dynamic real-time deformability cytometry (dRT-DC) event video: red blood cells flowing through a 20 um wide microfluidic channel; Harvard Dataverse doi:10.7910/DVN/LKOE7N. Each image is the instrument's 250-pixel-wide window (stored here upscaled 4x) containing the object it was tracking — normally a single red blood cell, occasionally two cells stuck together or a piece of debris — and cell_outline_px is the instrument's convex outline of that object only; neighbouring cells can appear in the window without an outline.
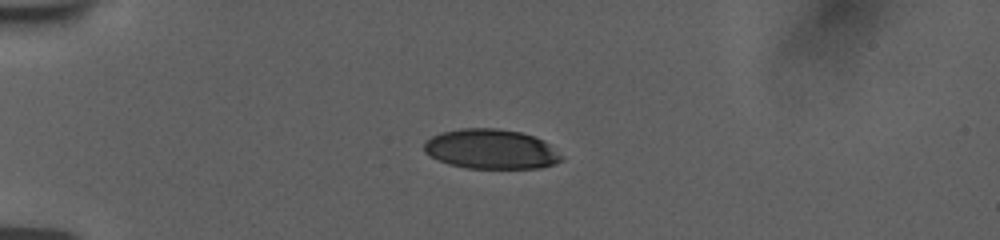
{"species": "human", "species_latin": "Homo sapiens", "temperature_condition": "room temperature", "stored_images_in_passage": 42, "camera_frame_rate_fps": 3000, "um_per_image_px": 0.085, "donor": {"sex": "female"}, "frame": {"image": 1, "passage_image": 1, "time_ms": 0.0, "image_size_px": [1000, 240], "cell_outline_px": [[564, 160], [540, 168], [468, 168], [448, 164], [424, 152], [424, 144], [432, 136], [440, 132], [460, 128], [496, 128], [520, 132], [536, 136], [544, 140], [564, 156]], "centroid_in_image_um": [41.77, 12.67], "position_along_channel_um": 43.2, "area_um2": 31.91}}
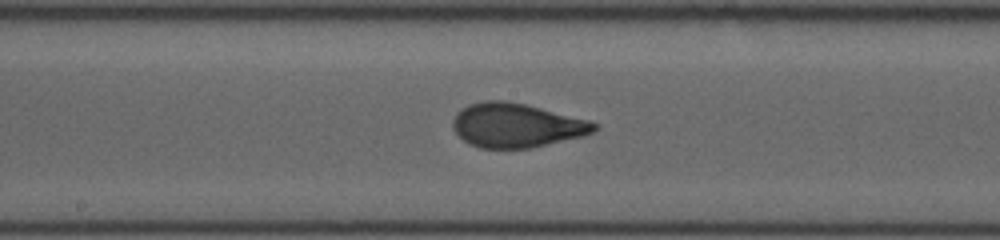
{"frame": {"image": 2, "passage_image": 17, "time_ms": 5.333, "image_size_px": [1000, 240], "cell_outline_px": [[600, 124], [592, 132], [584, 136], [532, 148], [480, 148], [464, 140], [452, 128], [452, 120], [456, 112], [468, 104], [484, 100], [504, 100], [524, 104], [588, 120]], "centroid_in_image_um": [43.88, 10.65], "position_along_channel_um": 204.3, "area_um2": 36.3}}
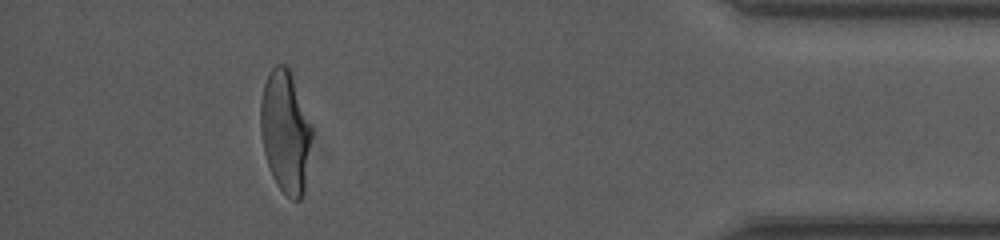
{"frame": {"image": 3, "passage_image": 37, "time_ms": 12.0, "image_size_px": [1000, 240], "cell_outline_px": [[312, 136], [304, 192], [300, 200], [292, 200], [276, 184], [272, 176], [264, 152], [260, 132], [260, 100], [264, 84], [272, 68], [276, 64], [284, 64], [288, 68], [292, 76], [312, 128]], "centroid_in_image_um": [24.25, 11.22], "position_along_channel_um": 411.0, "area_um2": 36.3}, "authors_computed_cell_mechanics": {"area_um2": 35.7204, "velocity_mm_per_s": 3.7689, "shape_relaxation_time_tau1_ms": 4.368, "shape_relaxation_time_tau2_ms": null, "deformation_change_tau1": 0.1887, "deformation_change_tau2": null}}